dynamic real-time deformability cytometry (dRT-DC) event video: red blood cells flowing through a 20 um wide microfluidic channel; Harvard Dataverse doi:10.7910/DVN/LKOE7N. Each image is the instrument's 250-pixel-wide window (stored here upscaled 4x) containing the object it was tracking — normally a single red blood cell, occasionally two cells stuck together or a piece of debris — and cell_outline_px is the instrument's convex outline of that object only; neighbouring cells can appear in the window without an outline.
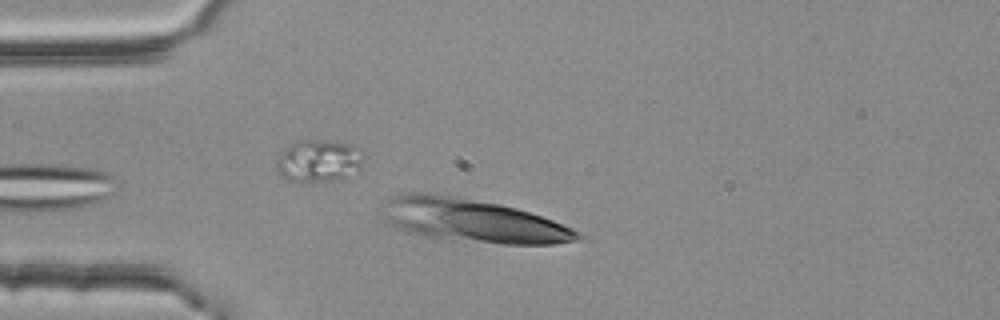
{"species": "common noctule bat (a hibernating species)", "species_latin": "Nyctalus noctula", "temperature_condition": "room temperature", "stored_images_in_passage": 1, "camera_frame_rate_fps": 3000, "um_per_image_px": 0.085, "animal": {"sex": "female", "body_mass_g": 25.1}, "frame": {"image": 1, "passage_image": 1, "time_ms": 0.0, "image_size_px": [1000, 320], "cell_outline_px": [[584, 236], [576, 240], [552, 244], [464, 244], [424, 236], [408, 232], [396, 228], [384, 220], [380, 204], [384, 200], [404, 192], [436, 192], [500, 204], [516, 208], [552, 220], [572, 228]], "centroid_in_image_um": [40.05, 18.76], "position_along_channel_um": 45.0, "area_um2": 50.69}}